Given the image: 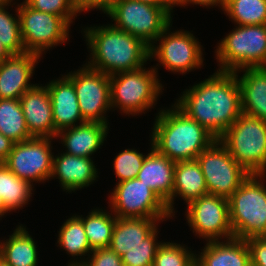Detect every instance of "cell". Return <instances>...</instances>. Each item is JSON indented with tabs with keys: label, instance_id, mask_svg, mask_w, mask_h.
Masks as SVG:
<instances>
[{
	"label": "cell",
	"instance_id": "obj_22",
	"mask_svg": "<svg viewBox=\"0 0 266 266\" xmlns=\"http://www.w3.org/2000/svg\"><path fill=\"white\" fill-rule=\"evenodd\" d=\"M201 251L200 255H195V266H251L249 248L244 239L207 241Z\"/></svg>",
	"mask_w": 266,
	"mask_h": 266
},
{
	"label": "cell",
	"instance_id": "obj_29",
	"mask_svg": "<svg viewBox=\"0 0 266 266\" xmlns=\"http://www.w3.org/2000/svg\"><path fill=\"white\" fill-rule=\"evenodd\" d=\"M0 133L15 143L32 138L19 99H0Z\"/></svg>",
	"mask_w": 266,
	"mask_h": 266
},
{
	"label": "cell",
	"instance_id": "obj_11",
	"mask_svg": "<svg viewBox=\"0 0 266 266\" xmlns=\"http://www.w3.org/2000/svg\"><path fill=\"white\" fill-rule=\"evenodd\" d=\"M110 205L118 218L164 219L172 217L166 203L137 178L116 184Z\"/></svg>",
	"mask_w": 266,
	"mask_h": 266
},
{
	"label": "cell",
	"instance_id": "obj_9",
	"mask_svg": "<svg viewBox=\"0 0 266 266\" xmlns=\"http://www.w3.org/2000/svg\"><path fill=\"white\" fill-rule=\"evenodd\" d=\"M196 160L203 172L208 194L228 199L250 175L218 139L204 149Z\"/></svg>",
	"mask_w": 266,
	"mask_h": 266
},
{
	"label": "cell",
	"instance_id": "obj_42",
	"mask_svg": "<svg viewBox=\"0 0 266 266\" xmlns=\"http://www.w3.org/2000/svg\"><path fill=\"white\" fill-rule=\"evenodd\" d=\"M143 3H148L157 7H162L170 16L172 9L176 6V0H137Z\"/></svg>",
	"mask_w": 266,
	"mask_h": 266
},
{
	"label": "cell",
	"instance_id": "obj_24",
	"mask_svg": "<svg viewBox=\"0 0 266 266\" xmlns=\"http://www.w3.org/2000/svg\"><path fill=\"white\" fill-rule=\"evenodd\" d=\"M206 194H208V190L197 160L176 162L173 195L166 204L169 213L174 216V197L180 196L188 204Z\"/></svg>",
	"mask_w": 266,
	"mask_h": 266
},
{
	"label": "cell",
	"instance_id": "obj_23",
	"mask_svg": "<svg viewBox=\"0 0 266 266\" xmlns=\"http://www.w3.org/2000/svg\"><path fill=\"white\" fill-rule=\"evenodd\" d=\"M237 81L241 90L242 113L266 121V67L245 68Z\"/></svg>",
	"mask_w": 266,
	"mask_h": 266
},
{
	"label": "cell",
	"instance_id": "obj_25",
	"mask_svg": "<svg viewBox=\"0 0 266 266\" xmlns=\"http://www.w3.org/2000/svg\"><path fill=\"white\" fill-rule=\"evenodd\" d=\"M163 219L118 218L116 219L109 248L120 257L127 250L139 246L156 228V223ZM158 221V222H157Z\"/></svg>",
	"mask_w": 266,
	"mask_h": 266
},
{
	"label": "cell",
	"instance_id": "obj_33",
	"mask_svg": "<svg viewBox=\"0 0 266 266\" xmlns=\"http://www.w3.org/2000/svg\"><path fill=\"white\" fill-rule=\"evenodd\" d=\"M184 245L162 242L155 255L153 266H195V255Z\"/></svg>",
	"mask_w": 266,
	"mask_h": 266
},
{
	"label": "cell",
	"instance_id": "obj_45",
	"mask_svg": "<svg viewBox=\"0 0 266 266\" xmlns=\"http://www.w3.org/2000/svg\"><path fill=\"white\" fill-rule=\"evenodd\" d=\"M76 259H74V261H70V263L68 264V266H88L86 263H85V261H86V259L85 260H83V258L81 259V261L80 260H76ZM83 260V261H82Z\"/></svg>",
	"mask_w": 266,
	"mask_h": 266
},
{
	"label": "cell",
	"instance_id": "obj_38",
	"mask_svg": "<svg viewBox=\"0 0 266 266\" xmlns=\"http://www.w3.org/2000/svg\"><path fill=\"white\" fill-rule=\"evenodd\" d=\"M251 266H266V240L263 237L246 239Z\"/></svg>",
	"mask_w": 266,
	"mask_h": 266
},
{
	"label": "cell",
	"instance_id": "obj_4",
	"mask_svg": "<svg viewBox=\"0 0 266 266\" xmlns=\"http://www.w3.org/2000/svg\"><path fill=\"white\" fill-rule=\"evenodd\" d=\"M265 176L250 174L228 198L234 238L246 240L266 234Z\"/></svg>",
	"mask_w": 266,
	"mask_h": 266
},
{
	"label": "cell",
	"instance_id": "obj_31",
	"mask_svg": "<svg viewBox=\"0 0 266 266\" xmlns=\"http://www.w3.org/2000/svg\"><path fill=\"white\" fill-rule=\"evenodd\" d=\"M223 11L240 26L266 24V0H226Z\"/></svg>",
	"mask_w": 266,
	"mask_h": 266
},
{
	"label": "cell",
	"instance_id": "obj_15",
	"mask_svg": "<svg viewBox=\"0 0 266 266\" xmlns=\"http://www.w3.org/2000/svg\"><path fill=\"white\" fill-rule=\"evenodd\" d=\"M49 137H32L14 143L7 159L3 162L18 178L30 183L44 182L51 178L53 153Z\"/></svg>",
	"mask_w": 266,
	"mask_h": 266
},
{
	"label": "cell",
	"instance_id": "obj_21",
	"mask_svg": "<svg viewBox=\"0 0 266 266\" xmlns=\"http://www.w3.org/2000/svg\"><path fill=\"white\" fill-rule=\"evenodd\" d=\"M175 163L159 154L152 145L145 156L137 179L148 185L166 204L173 195Z\"/></svg>",
	"mask_w": 266,
	"mask_h": 266
},
{
	"label": "cell",
	"instance_id": "obj_6",
	"mask_svg": "<svg viewBox=\"0 0 266 266\" xmlns=\"http://www.w3.org/2000/svg\"><path fill=\"white\" fill-rule=\"evenodd\" d=\"M219 71L266 67V24L236 26L215 50Z\"/></svg>",
	"mask_w": 266,
	"mask_h": 266
},
{
	"label": "cell",
	"instance_id": "obj_43",
	"mask_svg": "<svg viewBox=\"0 0 266 266\" xmlns=\"http://www.w3.org/2000/svg\"><path fill=\"white\" fill-rule=\"evenodd\" d=\"M12 54L7 50V48L0 41V63L10 57Z\"/></svg>",
	"mask_w": 266,
	"mask_h": 266
},
{
	"label": "cell",
	"instance_id": "obj_41",
	"mask_svg": "<svg viewBox=\"0 0 266 266\" xmlns=\"http://www.w3.org/2000/svg\"><path fill=\"white\" fill-rule=\"evenodd\" d=\"M198 4V5H202L203 7L204 6H207V7H209V6H214V5H218L219 7H220V5L222 6L221 8L223 9L224 8V6H225V3H226V0H176V5H181V6H184V5H186L187 6V4Z\"/></svg>",
	"mask_w": 266,
	"mask_h": 266
},
{
	"label": "cell",
	"instance_id": "obj_32",
	"mask_svg": "<svg viewBox=\"0 0 266 266\" xmlns=\"http://www.w3.org/2000/svg\"><path fill=\"white\" fill-rule=\"evenodd\" d=\"M11 2L13 0H0V41L11 54H21L26 51L21 37L18 7L17 17L5 9Z\"/></svg>",
	"mask_w": 266,
	"mask_h": 266
},
{
	"label": "cell",
	"instance_id": "obj_13",
	"mask_svg": "<svg viewBox=\"0 0 266 266\" xmlns=\"http://www.w3.org/2000/svg\"><path fill=\"white\" fill-rule=\"evenodd\" d=\"M66 76L73 82L82 117L87 122L108 124L104 115L111 108L110 76L83 65Z\"/></svg>",
	"mask_w": 266,
	"mask_h": 266
},
{
	"label": "cell",
	"instance_id": "obj_20",
	"mask_svg": "<svg viewBox=\"0 0 266 266\" xmlns=\"http://www.w3.org/2000/svg\"><path fill=\"white\" fill-rule=\"evenodd\" d=\"M108 130V124L86 121L57 132L56 137H60L66 147L64 153L91 158L92 153L104 144Z\"/></svg>",
	"mask_w": 266,
	"mask_h": 266
},
{
	"label": "cell",
	"instance_id": "obj_7",
	"mask_svg": "<svg viewBox=\"0 0 266 266\" xmlns=\"http://www.w3.org/2000/svg\"><path fill=\"white\" fill-rule=\"evenodd\" d=\"M145 69L142 67L110 76L111 108L117 107L134 116L155 105L163 87L157 78V68Z\"/></svg>",
	"mask_w": 266,
	"mask_h": 266
},
{
	"label": "cell",
	"instance_id": "obj_5",
	"mask_svg": "<svg viewBox=\"0 0 266 266\" xmlns=\"http://www.w3.org/2000/svg\"><path fill=\"white\" fill-rule=\"evenodd\" d=\"M218 140L250 174L266 173V121L242 113Z\"/></svg>",
	"mask_w": 266,
	"mask_h": 266
},
{
	"label": "cell",
	"instance_id": "obj_10",
	"mask_svg": "<svg viewBox=\"0 0 266 266\" xmlns=\"http://www.w3.org/2000/svg\"><path fill=\"white\" fill-rule=\"evenodd\" d=\"M17 12L25 51L41 57L43 51L68 40L71 25L61 16L32 9L25 2L18 4Z\"/></svg>",
	"mask_w": 266,
	"mask_h": 266
},
{
	"label": "cell",
	"instance_id": "obj_46",
	"mask_svg": "<svg viewBox=\"0 0 266 266\" xmlns=\"http://www.w3.org/2000/svg\"><path fill=\"white\" fill-rule=\"evenodd\" d=\"M0 266H9V265L0 257Z\"/></svg>",
	"mask_w": 266,
	"mask_h": 266
},
{
	"label": "cell",
	"instance_id": "obj_19",
	"mask_svg": "<svg viewBox=\"0 0 266 266\" xmlns=\"http://www.w3.org/2000/svg\"><path fill=\"white\" fill-rule=\"evenodd\" d=\"M97 169L92 158L61 153L53 157L52 175L58 177L62 189L74 192L94 183ZM93 182V183H92Z\"/></svg>",
	"mask_w": 266,
	"mask_h": 266
},
{
	"label": "cell",
	"instance_id": "obj_16",
	"mask_svg": "<svg viewBox=\"0 0 266 266\" xmlns=\"http://www.w3.org/2000/svg\"><path fill=\"white\" fill-rule=\"evenodd\" d=\"M28 132L32 137L56 138L52 103L47 86L35 85L19 99Z\"/></svg>",
	"mask_w": 266,
	"mask_h": 266
},
{
	"label": "cell",
	"instance_id": "obj_30",
	"mask_svg": "<svg viewBox=\"0 0 266 266\" xmlns=\"http://www.w3.org/2000/svg\"><path fill=\"white\" fill-rule=\"evenodd\" d=\"M58 233L57 243L67 251L66 253L71 254L72 257L77 256V258L88 255L89 258L90 254L87 253H91L93 250L90 248L83 222L78 215L68 218Z\"/></svg>",
	"mask_w": 266,
	"mask_h": 266
},
{
	"label": "cell",
	"instance_id": "obj_17",
	"mask_svg": "<svg viewBox=\"0 0 266 266\" xmlns=\"http://www.w3.org/2000/svg\"><path fill=\"white\" fill-rule=\"evenodd\" d=\"M39 55L31 52L12 54L0 63V99H20L22 94L33 88L30 84Z\"/></svg>",
	"mask_w": 266,
	"mask_h": 266
},
{
	"label": "cell",
	"instance_id": "obj_44",
	"mask_svg": "<svg viewBox=\"0 0 266 266\" xmlns=\"http://www.w3.org/2000/svg\"><path fill=\"white\" fill-rule=\"evenodd\" d=\"M10 212L6 207L5 203L0 195V218L3 217L6 213Z\"/></svg>",
	"mask_w": 266,
	"mask_h": 266
},
{
	"label": "cell",
	"instance_id": "obj_28",
	"mask_svg": "<svg viewBox=\"0 0 266 266\" xmlns=\"http://www.w3.org/2000/svg\"><path fill=\"white\" fill-rule=\"evenodd\" d=\"M32 186V183L18 178L4 163H0V195L9 211L20 209L29 202Z\"/></svg>",
	"mask_w": 266,
	"mask_h": 266
},
{
	"label": "cell",
	"instance_id": "obj_40",
	"mask_svg": "<svg viewBox=\"0 0 266 266\" xmlns=\"http://www.w3.org/2000/svg\"><path fill=\"white\" fill-rule=\"evenodd\" d=\"M14 143L15 142H13L10 138L0 133V163H3L7 159Z\"/></svg>",
	"mask_w": 266,
	"mask_h": 266
},
{
	"label": "cell",
	"instance_id": "obj_37",
	"mask_svg": "<svg viewBox=\"0 0 266 266\" xmlns=\"http://www.w3.org/2000/svg\"><path fill=\"white\" fill-rule=\"evenodd\" d=\"M90 254L85 261L88 266H123L121 257L109 247L95 249Z\"/></svg>",
	"mask_w": 266,
	"mask_h": 266
},
{
	"label": "cell",
	"instance_id": "obj_3",
	"mask_svg": "<svg viewBox=\"0 0 266 266\" xmlns=\"http://www.w3.org/2000/svg\"><path fill=\"white\" fill-rule=\"evenodd\" d=\"M158 112L152 129L153 148L174 162L196 160L216 138L175 104Z\"/></svg>",
	"mask_w": 266,
	"mask_h": 266
},
{
	"label": "cell",
	"instance_id": "obj_35",
	"mask_svg": "<svg viewBox=\"0 0 266 266\" xmlns=\"http://www.w3.org/2000/svg\"><path fill=\"white\" fill-rule=\"evenodd\" d=\"M146 155L135 149H125L113 161V168L119 182L137 177Z\"/></svg>",
	"mask_w": 266,
	"mask_h": 266
},
{
	"label": "cell",
	"instance_id": "obj_1",
	"mask_svg": "<svg viewBox=\"0 0 266 266\" xmlns=\"http://www.w3.org/2000/svg\"><path fill=\"white\" fill-rule=\"evenodd\" d=\"M178 99L175 105L216 139L242 114L237 72L217 70Z\"/></svg>",
	"mask_w": 266,
	"mask_h": 266
},
{
	"label": "cell",
	"instance_id": "obj_39",
	"mask_svg": "<svg viewBox=\"0 0 266 266\" xmlns=\"http://www.w3.org/2000/svg\"><path fill=\"white\" fill-rule=\"evenodd\" d=\"M116 0H74L77 12L88 11L90 9H100L105 14L112 8Z\"/></svg>",
	"mask_w": 266,
	"mask_h": 266
},
{
	"label": "cell",
	"instance_id": "obj_8",
	"mask_svg": "<svg viewBox=\"0 0 266 266\" xmlns=\"http://www.w3.org/2000/svg\"><path fill=\"white\" fill-rule=\"evenodd\" d=\"M106 14L115 21V28L141 39L149 47L172 22L162 7L137 0H116Z\"/></svg>",
	"mask_w": 266,
	"mask_h": 266
},
{
	"label": "cell",
	"instance_id": "obj_14",
	"mask_svg": "<svg viewBox=\"0 0 266 266\" xmlns=\"http://www.w3.org/2000/svg\"><path fill=\"white\" fill-rule=\"evenodd\" d=\"M187 206L186 219L196 235L206 241L234 238L227 198L206 194L189 202Z\"/></svg>",
	"mask_w": 266,
	"mask_h": 266
},
{
	"label": "cell",
	"instance_id": "obj_26",
	"mask_svg": "<svg viewBox=\"0 0 266 266\" xmlns=\"http://www.w3.org/2000/svg\"><path fill=\"white\" fill-rule=\"evenodd\" d=\"M5 241H0V257L9 266L38 265L37 246L26 227L18 225Z\"/></svg>",
	"mask_w": 266,
	"mask_h": 266
},
{
	"label": "cell",
	"instance_id": "obj_34",
	"mask_svg": "<svg viewBox=\"0 0 266 266\" xmlns=\"http://www.w3.org/2000/svg\"><path fill=\"white\" fill-rule=\"evenodd\" d=\"M158 228H156L142 244L126 251L121 256L123 266H153L156 251L161 244L157 241Z\"/></svg>",
	"mask_w": 266,
	"mask_h": 266
},
{
	"label": "cell",
	"instance_id": "obj_2",
	"mask_svg": "<svg viewBox=\"0 0 266 266\" xmlns=\"http://www.w3.org/2000/svg\"><path fill=\"white\" fill-rule=\"evenodd\" d=\"M84 33L91 51L85 64L109 76L140 69L150 60L147 44L113 25L87 27Z\"/></svg>",
	"mask_w": 266,
	"mask_h": 266
},
{
	"label": "cell",
	"instance_id": "obj_36",
	"mask_svg": "<svg viewBox=\"0 0 266 266\" xmlns=\"http://www.w3.org/2000/svg\"><path fill=\"white\" fill-rule=\"evenodd\" d=\"M32 9L61 16L69 25L77 17L74 0H25Z\"/></svg>",
	"mask_w": 266,
	"mask_h": 266
},
{
	"label": "cell",
	"instance_id": "obj_18",
	"mask_svg": "<svg viewBox=\"0 0 266 266\" xmlns=\"http://www.w3.org/2000/svg\"><path fill=\"white\" fill-rule=\"evenodd\" d=\"M52 103L53 124L55 131L74 127L80 121L85 123L73 82L65 75L57 80H52L46 85ZM77 122V124H75Z\"/></svg>",
	"mask_w": 266,
	"mask_h": 266
},
{
	"label": "cell",
	"instance_id": "obj_27",
	"mask_svg": "<svg viewBox=\"0 0 266 266\" xmlns=\"http://www.w3.org/2000/svg\"><path fill=\"white\" fill-rule=\"evenodd\" d=\"M105 211L102 208L94 209L85 218L79 216L92 250L107 248L110 245L117 217Z\"/></svg>",
	"mask_w": 266,
	"mask_h": 266
},
{
	"label": "cell",
	"instance_id": "obj_12",
	"mask_svg": "<svg viewBox=\"0 0 266 266\" xmlns=\"http://www.w3.org/2000/svg\"><path fill=\"white\" fill-rule=\"evenodd\" d=\"M171 23L149 48L150 59L155 57L163 67L171 72L187 73L200 68L203 63L201 44L189 31L170 33Z\"/></svg>",
	"mask_w": 266,
	"mask_h": 266
}]
</instances>
